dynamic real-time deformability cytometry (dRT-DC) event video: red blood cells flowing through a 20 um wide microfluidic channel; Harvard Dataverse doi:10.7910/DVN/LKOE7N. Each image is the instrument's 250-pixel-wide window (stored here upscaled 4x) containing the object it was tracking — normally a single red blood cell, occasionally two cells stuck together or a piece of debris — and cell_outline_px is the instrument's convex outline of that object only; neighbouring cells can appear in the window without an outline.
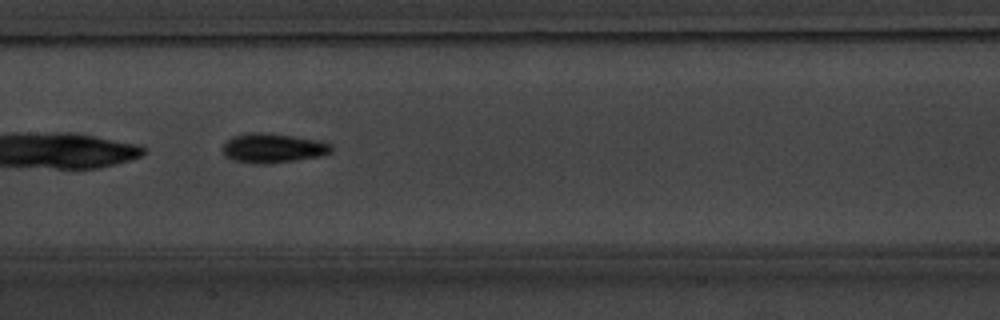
{"species": "common noctule bat (a hibernating species)", "species_latin": "Nyctalus noctula", "temperature_condition": "warm", "stored_images_in_passage": 15, "camera_frame_rate_fps": 3000, "um_per_image_px": 0.085, "animal": {"sex": "male", "body_mass_g": 20.1, "forearm_length_mm": 53.5}, "frame": {"image": 1, "passage_image": 13, "time_ms": 4.0, "image_size_px": [1000, 320], "cell_outline_px": [[332, 152], [320, 156], [264, 164], [252, 164], [232, 160], [224, 156], [220, 152], [220, 148], [232, 136], [248, 132], [268, 132], [320, 140], [332, 144]], "centroid_in_image_um": [23.14, 12.58], "position_along_channel_um": 184.3, "area_um2": 19.02}}